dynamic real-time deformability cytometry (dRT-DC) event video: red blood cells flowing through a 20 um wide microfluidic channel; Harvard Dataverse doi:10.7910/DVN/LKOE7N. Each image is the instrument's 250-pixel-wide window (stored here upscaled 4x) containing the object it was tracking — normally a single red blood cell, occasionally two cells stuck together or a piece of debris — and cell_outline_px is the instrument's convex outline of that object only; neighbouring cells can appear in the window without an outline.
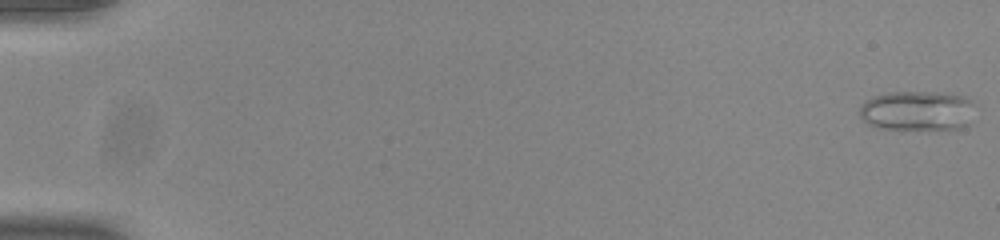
{"species": "common noctule bat (a hibernating species)", "species_latin": "Nyctalus noctula", "temperature_condition": "room temperature", "stored_images_in_passage": 54, "camera_frame_rate_fps": 3000, "um_per_image_px": 0.085, "animal": {"sex": "male", "body_mass_g": 20.0, "forearm_length_mm": 53.3}, "frame": {"image": 1, "passage_image": 1, "time_ms": 0.0, "image_size_px": [1000, 240], "cell_outline_px": [[968, 124], [960, 128], [880, 128], [868, 124], [860, 116], [860, 108], [872, 96], [888, 92], [932, 92], [964, 96], [968, 100]], "centroid_in_image_um": [77.85, 9.4], "position_along_channel_um": 7.1, "area_um2": 25.61}}
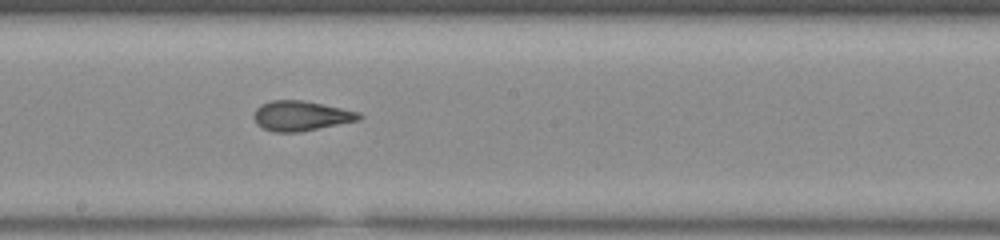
{"frame": {"image": 2, "passage_image": 31, "time_ms": 10.0, "image_size_px": [1000, 240], "cell_outline_px": [[364, 116], [360, 120], [300, 132], [276, 132], [264, 128], [256, 124], [252, 116], [256, 108], [260, 104], [272, 100], [300, 100], [360, 112]], "centroid_in_image_um": [25.57, 9.85], "position_along_channel_um": 222.6, "area_um2": 18.32}}
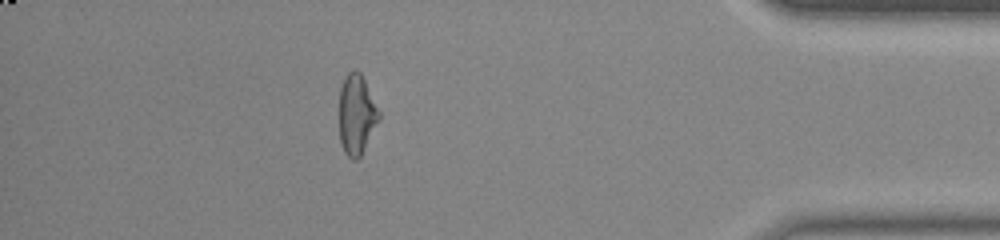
{"frame": {"image": 3, "passage_image": 48, "time_ms": 15.667, "image_size_px": [1000, 240], "cell_outline_px": [[380, 116], [360, 156], [356, 160], [352, 160], [344, 152], [340, 140], [340, 88], [344, 76], [352, 68], [356, 68], [360, 72], [380, 112]], "centroid_in_image_um": [30.29, 9.69], "position_along_channel_um": 404.9, "area_um2": 18.26}, "authors_computed_cell_mechanics": {"area_um2": 19.4208, "velocity_mm_per_s": 3.8998, "shape_relaxation_time_tau1_ms": null, "shape_relaxation_time_tau2_ms": 1.2017, "deformation_change_tau1": null, "deformation_change_tau2": 0.0957}}